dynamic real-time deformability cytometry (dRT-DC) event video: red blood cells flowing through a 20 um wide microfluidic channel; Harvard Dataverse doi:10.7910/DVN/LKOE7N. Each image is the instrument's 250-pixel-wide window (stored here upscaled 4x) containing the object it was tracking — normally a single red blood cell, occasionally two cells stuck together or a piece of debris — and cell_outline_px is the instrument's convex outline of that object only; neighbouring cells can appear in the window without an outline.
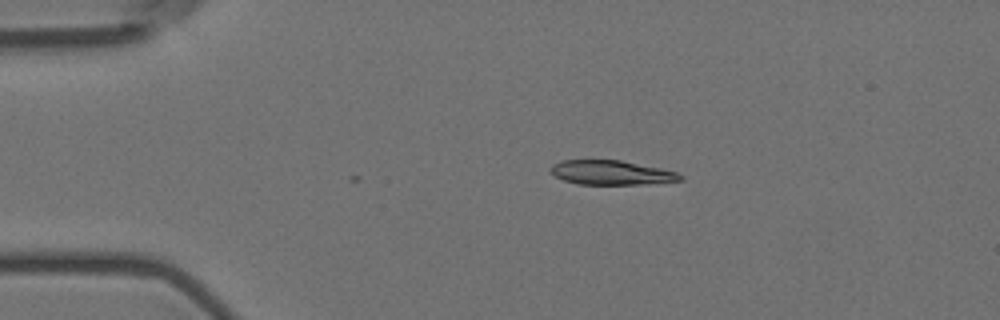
{"species": "Egyptian fruit bat (a non-hibernating species)", "species_latin": "Rousettus aegyptiacus", "temperature_condition": "room temperature", "stored_images_in_passage": 2, "camera_frame_rate_fps": 3000, "um_per_image_px": 0.085, "animal": {"sex": "female"}, "frame": {"image": 1, "passage_image": 2, "time_ms": 0.333, "image_size_px": [1000, 320], "cell_outline_px": [[684, 180], [640, 184], [576, 184], [564, 180], [556, 176], [548, 168], [552, 164], [560, 160], [620, 160], [660, 168], [676, 172], [684, 176]], "centroid_in_image_um": [51.94, 14.67], "position_along_channel_um": 33.1, "area_um2": 18.32}}